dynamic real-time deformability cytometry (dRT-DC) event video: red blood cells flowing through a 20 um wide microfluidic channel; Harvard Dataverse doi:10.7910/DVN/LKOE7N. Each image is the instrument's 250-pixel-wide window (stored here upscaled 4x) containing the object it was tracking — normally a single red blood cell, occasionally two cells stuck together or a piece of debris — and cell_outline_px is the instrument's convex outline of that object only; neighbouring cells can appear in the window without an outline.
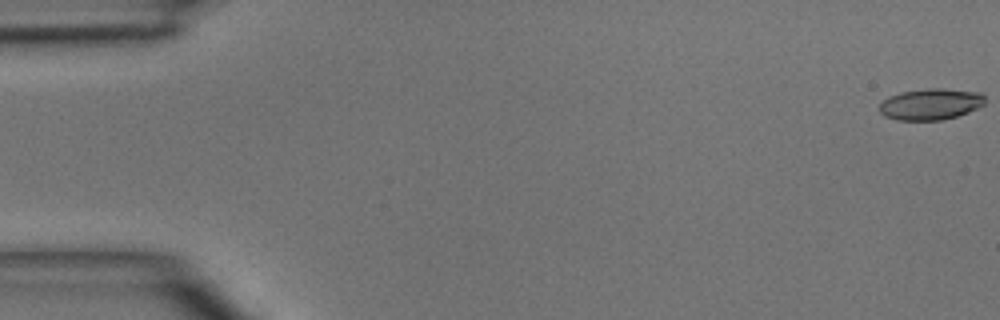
{"species": "common noctule bat (a hibernating species)", "species_latin": "Nyctalus noctula", "temperature_condition": "room temperature", "stored_images_in_passage": 6, "camera_frame_rate_fps": 3000, "um_per_image_px": 0.085, "animal": {"sex": "male", "body_mass_g": 15.6}, "frame": {"image": 1, "passage_image": 1, "time_ms": 0.0, "image_size_px": [1000, 320], "cell_outline_px": [[984, 104], [968, 112], [956, 116], [940, 120], [896, 120], [884, 116], [880, 112], [880, 104], [888, 96], [900, 92], [928, 88], [940, 88], [980, 92], [984, 96]], "centroid_in_image_um": [79.08, 8.85], "position_along_channel_um": 5.9, "area_um2": 19.19}}
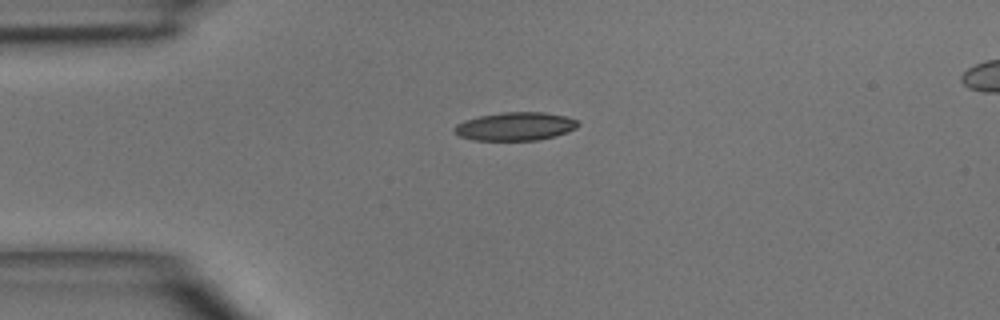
{"frame": {"image": 2, "passage_image": 4, "time_ms": 3.667, "image_size_px": [1000, 320], "cell_outline_px": [[580, 124], [576, 128], [556, 136], [536, 140], [472, 140], [460, 136], [452, 128], [456, 124], [464, 120], [480, 116], [500, 112], [544, 112], [564, 116], [576, 120]], "centroid_in_image_um": [43.78, 10.74], "position_along_channel_um": 41.2, "area_um2": 20.35}}